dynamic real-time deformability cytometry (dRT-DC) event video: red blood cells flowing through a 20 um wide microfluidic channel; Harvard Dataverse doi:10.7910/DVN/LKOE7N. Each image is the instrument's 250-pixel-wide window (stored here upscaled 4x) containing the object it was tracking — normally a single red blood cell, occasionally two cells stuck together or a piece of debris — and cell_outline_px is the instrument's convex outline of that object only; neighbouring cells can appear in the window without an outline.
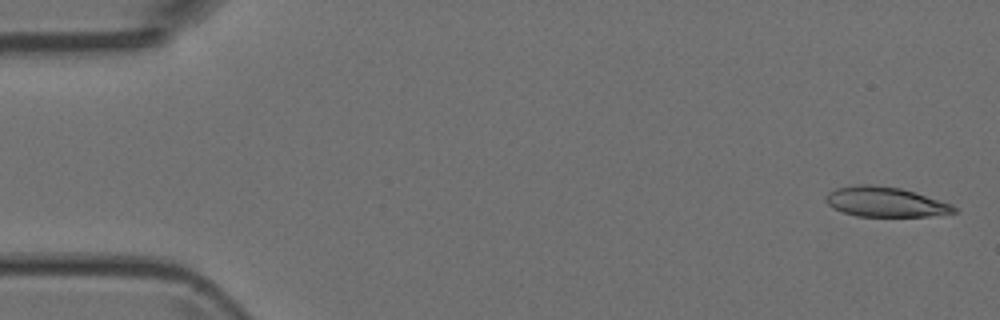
{"species": "Egyptian fruit bat (a non-hibernating species)", "species_latin": "Rousettus aegyptiacus", "temperature_condition": "room temperature", "stored_images_in_passage": 4, "camera_frame_rate_fps": 3000, "um_per_image_px": 0.085, "animal": {"sex": "female"}, "frame": {"image": 1, "passage_image": 1, "time_ms": 0.0, "image_size_px": [1000, 320], "cell_outline_px": [[956, 212], [928, 216], [856, 216], [832, 208], [824, 200], [824, 196], [828, 192], [836, 188], [856, 184], [872, 184], [900, 188], [952, 204], [956, 208]], "centroid_in_image_um": [75.18, 17.15], "position_along_channel_um": 9.8, "area_um2": 22.25}}
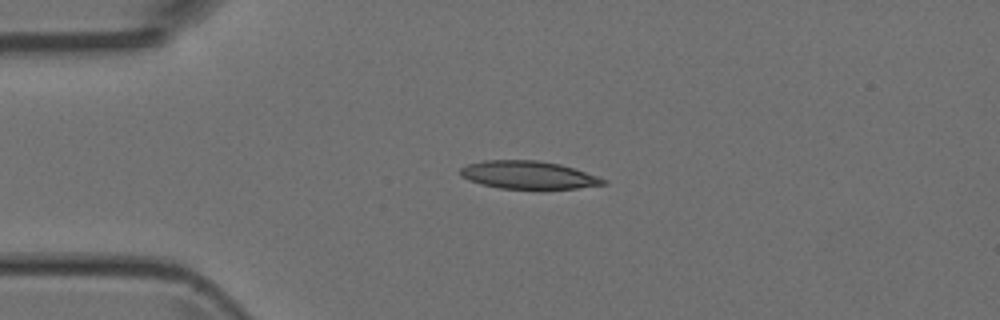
{"frame": {"image": 2, "passage_image": 4, "time_ms": 3.333, "image_size_px": [1000, 320], "cell_outline_px": [[608, 184], [576, 188], [540, 192], [500, 188], [480, 184], [468, 180], [460, 176], [460, 168], [468, 164], [484, 160], [536, 160], [560, 164], [608, 180]], "centroid_in_image_um": [44.91, 14.92], "position_along_channel_um": 40.1, "area_um2": 24.1}}